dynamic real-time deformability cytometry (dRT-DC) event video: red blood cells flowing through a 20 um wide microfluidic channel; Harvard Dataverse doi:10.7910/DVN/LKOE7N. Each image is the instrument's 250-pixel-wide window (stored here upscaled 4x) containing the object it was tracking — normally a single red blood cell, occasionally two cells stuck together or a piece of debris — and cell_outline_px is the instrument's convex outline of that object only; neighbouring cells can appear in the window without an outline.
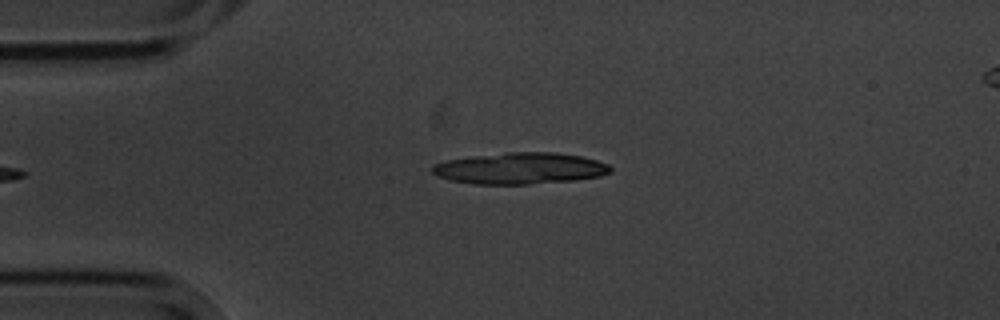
{"species": "common noctule bat (a hibernating species)", "species_latin": "Nyctalus noctula", "temperature_condition": "cold", "stored_images_in_passage": 6, "camera_frame_rate_fps": 3000, "um_per_image_px": 0.085, "animal": {"sex": "male", "body_mass_g": 20.1, "forearm_length_mm": 53.5}, "frame": {"image": 1, "passage_image": 6, "time_ms": 5.667, "image_size_px": [1000, 320], "cell_outline_px": [[612, 172], [600, 176], [576, 180], [528, 184], [472, 184], [452, 180], [440, 176], [432, 172], [432, 168], [436, 164], [444, 160], [472, 156], [508, 152], [556, 152], [580, 156], [596, 160], [608, 164], [612, 168]], "centroid_in_image_um": [44.24, 14.31], "position_along_channel_um": 40.8, "area_um2": 32.6}}